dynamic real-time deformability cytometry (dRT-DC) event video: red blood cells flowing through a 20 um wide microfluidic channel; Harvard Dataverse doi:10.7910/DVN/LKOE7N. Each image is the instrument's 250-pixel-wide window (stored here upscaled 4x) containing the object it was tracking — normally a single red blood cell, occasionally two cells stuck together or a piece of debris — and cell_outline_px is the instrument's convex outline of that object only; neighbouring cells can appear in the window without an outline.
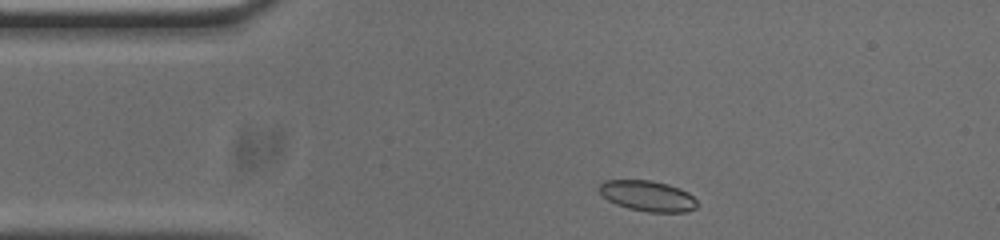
{"species": "common noctule bat (a hibernating species)", "species_latin": "Nyctalus noctula", "temperature_condition": "cold", "stored_images_in_passage": 47, "camera_frame_rate_fps": 3000, "um_per_image_px": 0.085, "animal": {"sex": "male", "body_mass_g": 20.0, "forearm_length_mm": 53.3}, "frame": {"image": 1, "passage_image": 2, "time_ms": 0.333, "image_size_px": [1000, 240], "cell_outline_px": [[696, 208], [684, 212], [648, 212], [628, 208], [616, 204], [608, 200], [600, 192], [600, 184], [604, 180], [652, 180], [668, 184], [680, 188], [688, 192], [696, 200]], "centroid_in_image_um": [55.06, 16.65], "position_along_channel_um": 29.9, "area_um2": 17.4}}
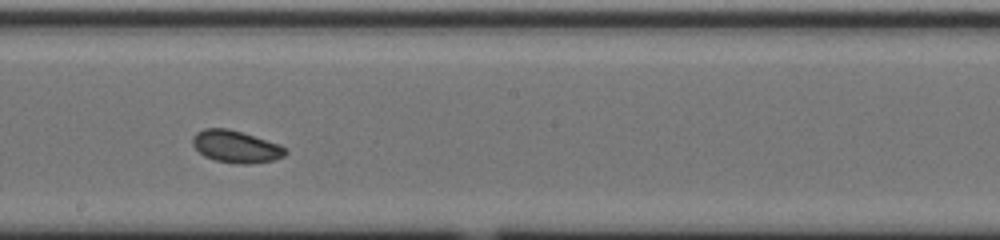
{"frame": {"image": 2, "passage_image": 21, "time_ms": 6.667, "image_size_px": [1000, 240], "cell_outline_px": [[288, 152], [284, 156], [272, 160], [248, 164], [240, 164], [216, 160], [204, 156], [192, 144], [192, 136], [196, 132], [204, 128], [228, 128], [280, 144], [288, 148]], "centroid_in_image_um": [20.06, 12.45], "position_along_channel_um": 228.1, "area_um2": 17.4}}
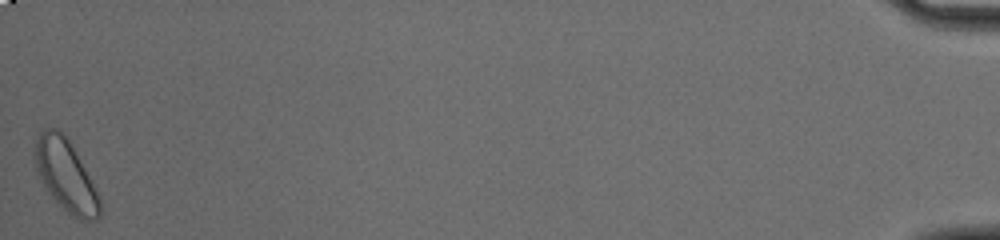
{"frame": {"image": 3, "passage_image": 46, "time_ms": 15.0, "image_size_px": [1000, 240], "cell_outline_px": [[100, 216], [96, 220], [80, 220], [72, 216], [44, 188], [36, 172], [32, 160], [36, 140], [40, 132], [44, 128], [56, 128], [68, 136], [100, 196]], "centroid_in_image_um": [5.56, 14.87], "position_along_channel_um": 429.6, "area_um2": 27.46}, "authors_computed_cell_mechanics": {"area_um2": 17.4556, "velocity_mm_per_s": 3.7307, "shape_relaxation_time_tau1_ms": 1.5693, "shape_relaxation_time_tau2_ms": 9.3594, "deformation_change_tau1": 0.0408, "deformation_change_tau2": 0.1314}}